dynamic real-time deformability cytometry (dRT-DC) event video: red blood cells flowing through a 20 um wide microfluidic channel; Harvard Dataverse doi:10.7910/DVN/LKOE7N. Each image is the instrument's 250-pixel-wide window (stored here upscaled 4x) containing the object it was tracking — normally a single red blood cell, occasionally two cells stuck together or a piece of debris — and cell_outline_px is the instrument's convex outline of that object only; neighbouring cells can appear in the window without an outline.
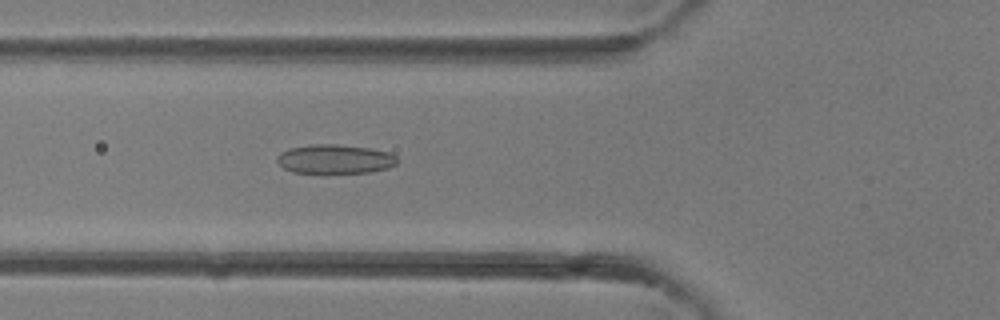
{"species": "common noctule bat (a hibernating species)", "species_latin": "Nyctalus noctula", "temperature_condition": "room temperature", "stored_images_in_passage": 28, "camera_frame_rate_fps": 3000, "um_per_image_px": 0.085, "animal": {"sex": "female"}, "frame": {"image": 1, "passage_image": 3, "time_ms": 0.667, "image_size_px": [1000, 320], "cell_outline_px": [[396, 164], [388, 168], [368, 172], [292, 172], [284, 168], [276, 160], [276, 156], [280, 152], [288, 148], [308, 144], [336, 144], [372, 148], [388, 152], [396, 156]], "centroid_in_image_um": [28.43, 13.5], "position_along_channel_um": 97.4, "area_um2": 20.35}}
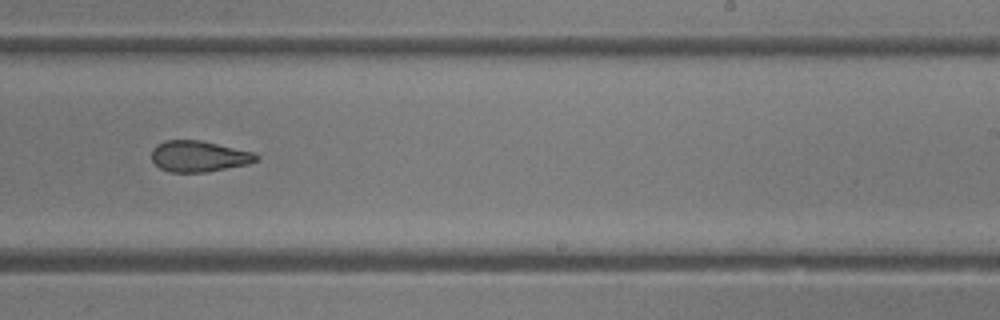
{"frame": {"image": 2, "passage_image": 13, "time_ms": 4.0, "image_size_px": [1000, 320], "cell_outline_px": [[260, 160], [248, 164], [208, 172], [172, 172], [160, 168], [152, 160], [152, 148], [156, 144], [164, 140], [200, 140], [256, 152], [260, 156]], "centroid_in_image_um": [16.95, 13.28], "position_along_channel_um": 272.1, "area_um2": 19.19}}
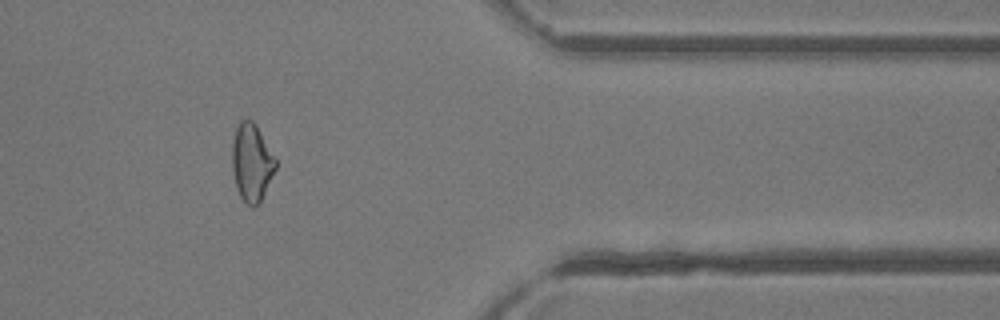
{"frame": {"image": 3, "passage_image": 21, "time_ms": 6.667, "image_size_px": [1000, 320], "cell_outline_px": [[276, 168], [256, 208], [252, 208], [240, 196], [236, 188], [232, 168], [232, 140], [236, 128], [240, 120], [252, 120], [256, 124], [276, 160]], "centroid_in_image_um": [21.37, 13.8], "position_along_channel_um": 390.0, "area_um2": 19.48}}